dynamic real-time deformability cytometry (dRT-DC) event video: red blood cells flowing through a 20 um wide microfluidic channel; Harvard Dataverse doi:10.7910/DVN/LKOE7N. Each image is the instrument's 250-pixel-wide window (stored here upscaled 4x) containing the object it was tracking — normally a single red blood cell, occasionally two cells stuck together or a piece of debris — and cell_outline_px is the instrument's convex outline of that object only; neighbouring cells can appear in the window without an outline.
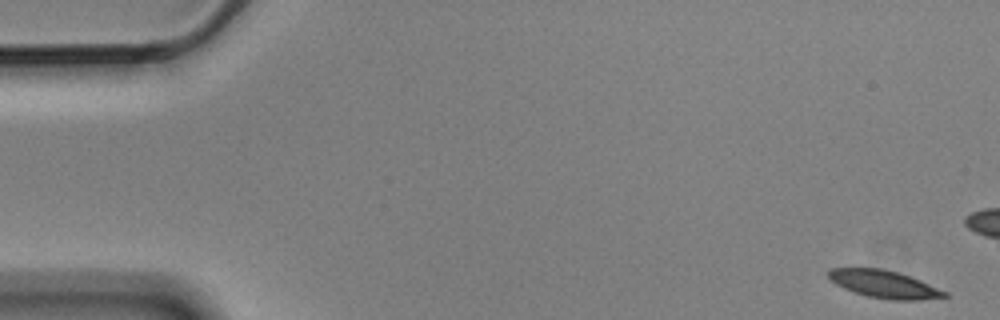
{"species": "Egyptian fruit bat (a non-hibernating species)", "species_latin": "Rousettus aegyptiacus", "temperature_condition": "cold", "stored_images_in_passage": 6, "camera_frame_rate_fps": 3000, "um_per_image_px": 0.085, "animal": {"sex": "male"}, "frame": {"image": 1, "passage_image": 1, "time_ms": 0.0, "image_size_px": [1000, 320], "cell_outline_px": [[948, 296], [920, 300], [892, 300], [868, 296], [844, 288], [836, 284], [828, 276], [828, 272], [832, 268], [880, 268], [896, 272], [920, 280], [948, 292]], "centroid_in_image_um": [75.17, 24.16], "position_along_channel_um": 9.8, "area_um2": 18.32}}
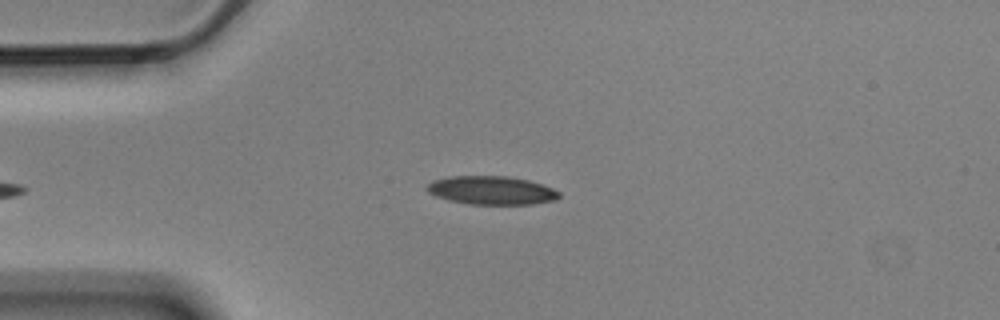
{"frame": {"image": 2, "passage_image": 6, "time_ms": 1.667, "image_size_px": [1000, 320], "cell_outline_px": [[560, 196], [556, 200], [532, 204], [468, 204], [448, 200], [436, 196], [428, 192], [424, 188], [432, 180], [448, 176], [508, 176], [528, 180], [544, 184], [560, 192]], "centroid_in_image_um": [41.77, 16.17], "position_along_channel_um": 43.2, "area_um2": 22.14}}